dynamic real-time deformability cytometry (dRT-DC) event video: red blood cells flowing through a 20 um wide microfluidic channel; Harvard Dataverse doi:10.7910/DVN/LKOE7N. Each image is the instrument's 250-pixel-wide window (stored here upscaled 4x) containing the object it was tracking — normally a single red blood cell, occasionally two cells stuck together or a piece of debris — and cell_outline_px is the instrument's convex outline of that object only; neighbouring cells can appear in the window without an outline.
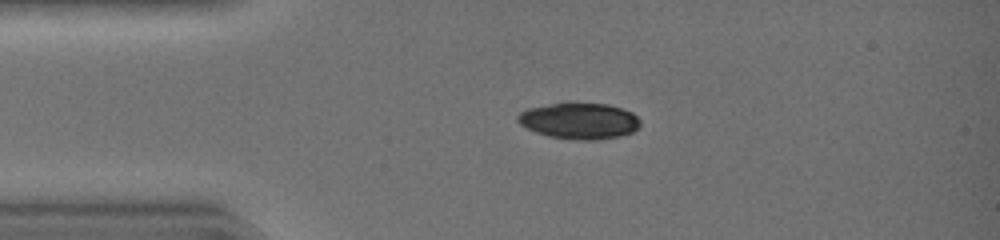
{"species": "common noctule bat (a hibernating species)", "species_latin": "Nyctalus noctula", "temperature_condition": "warm", "stored_images_in_passage": 34, "camera_frame_rate_fps": 3000, "um_per_image_px": 0.085, "animal": {"sex": "female", "body_mass_g": 19.0, "forearm_length_mm": 51.5}, "frame": {"image": 1, "passage_image": 1, "time_ms": 0.0, "image_size_px": [1000, 240], "cell_outline_px": [[640, 124], [632, 132], [620, 136], [596, 140], [576, 140], [548, 136], [536, 132], [520, 124], [516, 120], [516, 116], [520, 112], [528, 108], [568, 100], [608, 104], [632, 112], [640, 120]], "centroid_in_image_um": [49.21, 10.24], "position_along_channel_um": 35.8, "area_um2": 26.41}}
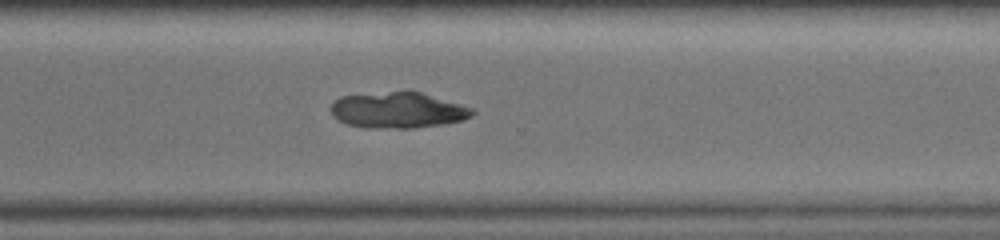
{"frame": {"image": 2, "passage_image": 23, "time_ms": 7.333, "image_size_px": [1000, 240], "cell_outline_px": [[476, 112], [472, 116], [460, 120], [440, 124], [412, 128], [368, 128], [348, 124], [340, 120], [332, 112], [332, 104], [340, 96], [408, 88], [460, 104], [472, 108]], "centroid_in_image_um": [33.83, 9.32], "position_along_channel_um": 336.8, "area_um2": 29.88}}
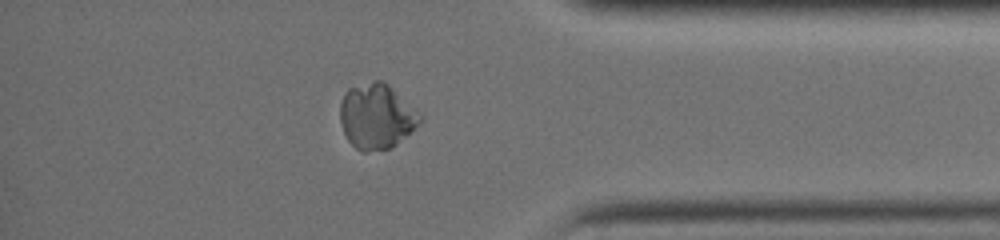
{"frame": {"image": 3, "passage_image": 28, "time_ms": 9.0, "image_size_px": [1000, 240], "cell_outline_px": [[424, 116], [396, 144], [388, 148], [364, 152], [356, 148], [348, 140], [344, 132], [340, 120], [340, 104], [344, 92], [348, 88], [376, 80], [380, 80], [388, 84]], "centroid_in_image_um": [31.97, 9.86], "position_along_channel_um": 403.2, "area_um2": 29.82}}